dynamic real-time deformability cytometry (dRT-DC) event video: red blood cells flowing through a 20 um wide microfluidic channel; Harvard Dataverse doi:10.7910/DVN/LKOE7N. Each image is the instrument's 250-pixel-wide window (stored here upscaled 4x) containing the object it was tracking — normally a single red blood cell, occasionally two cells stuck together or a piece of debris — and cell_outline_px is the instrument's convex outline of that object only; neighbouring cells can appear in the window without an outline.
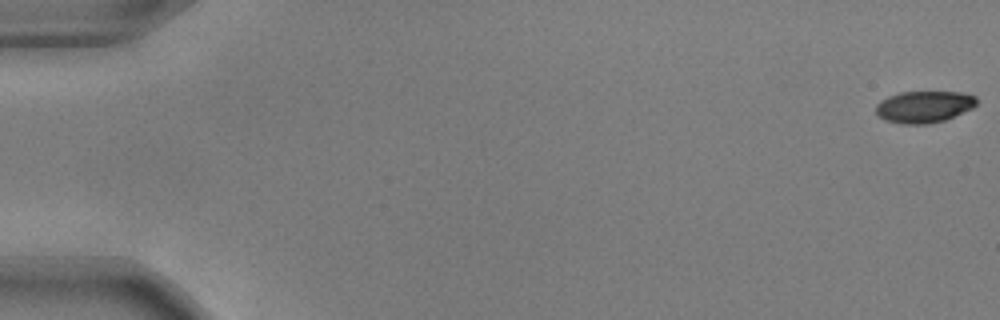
{"species": "common noctule bat (a hibernating species)", "species_latin": "Nyctalus noctula", "temperature_condition": "warm", "stored_images_in_passage": 55, "camera_frame_rate_fps": 3000, "um_per_image_px": 0.085, "animal": {"sex": "male", "body_mass_g": 17.9, "forearm_length_mm": 54.2}, "frame": {"image": 1, "passage_image": 1, "time_ms": 0.0, "image_size_px": [1000, 320], "cell_outline_px": [[976, 104], [972, 108], [944, 120], [928, 124], [900, 124], [884, 120], [876, 112], [876, 104], [880, 100], [888, 96], [900, 92], [964, 92], [976, 96]], "centroid_in_image_um": [78.52, 9.07], "position_along_channel_um": 6.5, "area_um2": 18.67}}
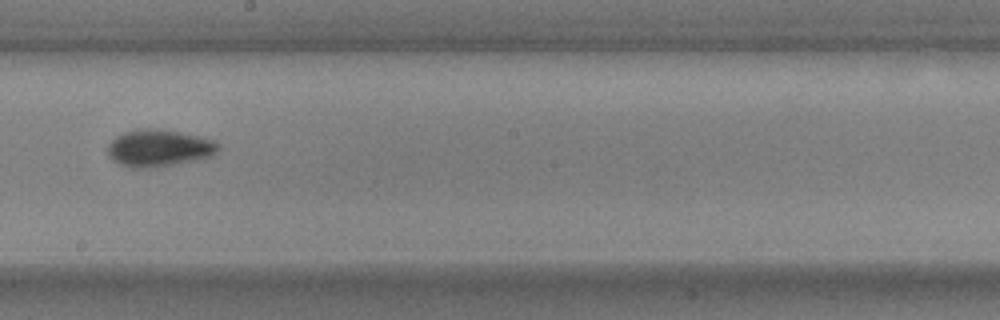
{"frame": {"image": 2, "passage_image": 32, "time_ms": 10.333, "image_size_px": [1000, 320], "cell_outline_px": [[220, 148], [212, 156], [200, 160], [156, 168], [132, 168], [120, 164], [112, 160], [108, 156], [108, 144], [116, 136], [124, 132], [144, 128], [148, 128], [176, 132], [196, 136], [212, 140], [220, 144]], "centroid_in_image_um": [13.51, 12.62], "position_along_channel_um": 234.7, "area_um2": 23.93}}
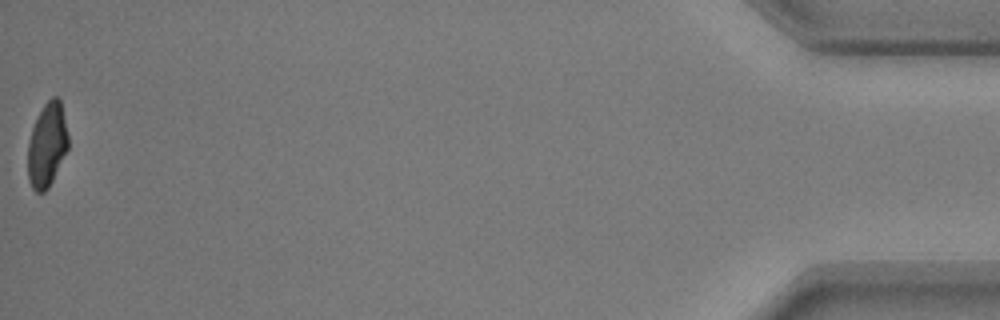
{"frame": {"image": 3, "passage_image": 55, "time_ms": 18.0, "image_size_px": [1000, 320], "cell_outline_px": [[68, 148], [48, 188], [44, 192], [36, 192], [32, 188], [28, 180], [28, 144], [32, 128], [44, 104], [52, 96], [56, 96], [60, 100], [68, 136]], "centroid_in_image_um": [3.99, 12.34], "position_along_channel_um": 431.2, "area_um2": 19.48}, "authors_computed_cell_mechanics": {"area_um2": 21.2126, "velocity_mm_per_s": 3.7612, "shape_relaxation_time_tau1_ms": 3.2242, "shape_relaxation_time_tau2_ms": 2.2797, "deformation_change_tau1": 0.1457, "deformation_change_tau2": 0.0558}}